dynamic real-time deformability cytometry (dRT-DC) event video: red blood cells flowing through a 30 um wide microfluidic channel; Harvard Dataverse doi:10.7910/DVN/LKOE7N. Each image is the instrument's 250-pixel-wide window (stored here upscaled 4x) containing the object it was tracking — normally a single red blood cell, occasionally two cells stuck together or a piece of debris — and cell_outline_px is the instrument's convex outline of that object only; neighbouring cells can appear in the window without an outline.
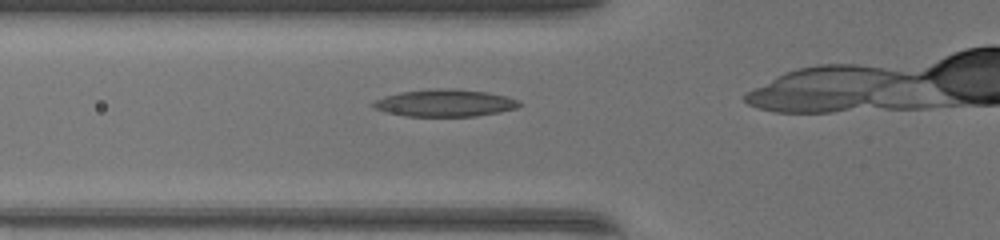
{"species": "common noctule bat (a hibernating species)", "species_latin": "Nyctalus noctula", "temperature_condition": "warm", "stored_images_in_passage": 33, "camera_frame_rate_fps": 3000, "um_per_image_px": 0.085, "animal": {"sex": "female", "body_mass_g": 17.0, "forearm_length_mm": 48.0}, "frame": {"image": 1, "passage_image": 12, "time_ms": 3.667, "image_size_px": [1000, 240], "cell_outline_px": [[524, 104], [516, 108], [500, 112], [476, 116], [408, 116], [388, 112], [376, 108], [372, 104], [376, 100], [384, 96], [400, 92], [440, 88], [452, 88], [488, 92], [520, 100]], "centroid_in_image_um": [37.89, 8.75], "position_along_channel_um": 87.9, "area_um2": 23.0}}
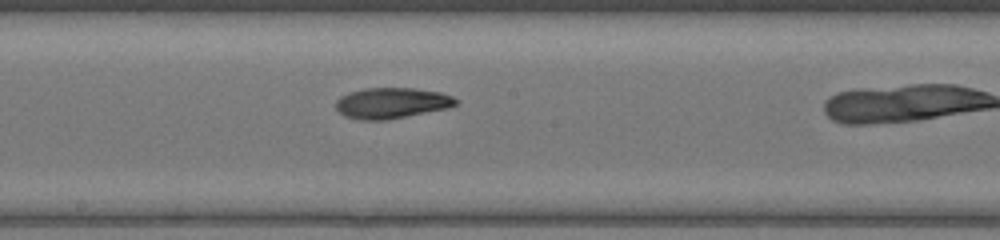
{"frame": {"image": 2, "passage_image": 21, "time_ms": 6.667, "image_size_px": [1000, 240], "cell_outline_px": [[460, 104], [448, 108], [388, 120], [360, 120], [344, 116], [336, 108], [336, 100], [340, 96], [348, 92], [364, 88], [416, 88], [440, 92], [452, 96], [460, 100]], "centroid_in_image_um": [33.32, 8.76], "position_along_channel_um": 214.9, "area_um2": 21.85}}
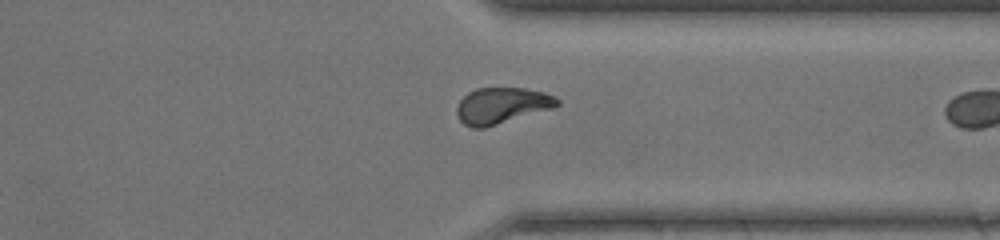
{"frame": {"image": 3, "passage_image": 32, "time_ms": 10.333, "image_size_px": [1000, 240], "cell_outline_px": [[560, 104], [552, 108], [484, 128], [472, 128], [464, 124], [460, 120], [456, 112], [456, 108], [460, 100], [468, 92], [476, 88], [524, 88], [544, 92], [556, 96], [560, 100]], "centroid_in_image_um": [42.65, 8.96], "position_along_channel_um": 368.8, "area_um2": 21.1}}